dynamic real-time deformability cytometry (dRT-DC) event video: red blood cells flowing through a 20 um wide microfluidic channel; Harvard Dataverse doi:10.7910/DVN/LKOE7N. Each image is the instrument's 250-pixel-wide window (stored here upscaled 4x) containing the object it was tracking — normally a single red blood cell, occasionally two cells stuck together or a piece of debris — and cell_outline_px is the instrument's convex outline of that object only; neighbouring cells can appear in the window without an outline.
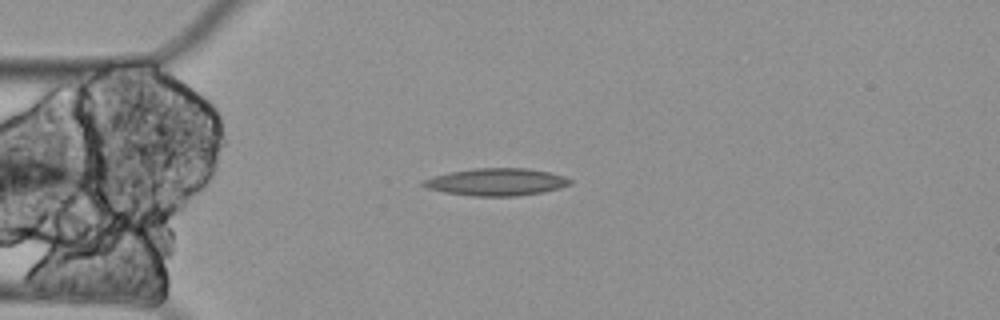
{"species": "Egyptian fruit bat (a non-hibernating species)", "species_latin": "Rousettus aegyptiacus", "temperature_condition": "cold", "stored_images_in_passage": 38, "camera_frame_rate_fps": 3000, "um_per_image_px": 0.085, "animal": {"sex": "female"}, "frame": {"image": 1, "passage_image": 1, "time_ms": 0.0, "image_size_px": [1000, 320], "cell_outline_px": [[572, 184], [560, 188], [544, 192], [516, 196], [472, 196], [444, 192], [428, 188], [420, 184], [424, 180], [448, 172], [472, 168], [528, 168], [548, 172], [564, 176], [572, 180]], "centroid_in_image_um": [42.22, 15.47], "position_along_channel_um": 42.8, "area_um2": 23.41}}
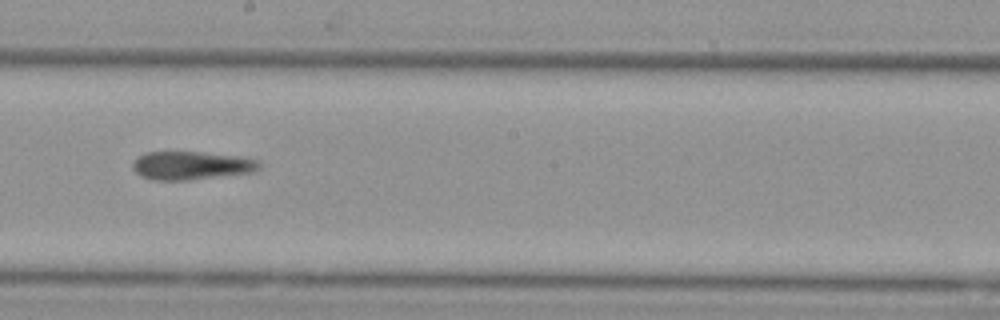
{"frame": {"image": 2, "passage_image": 19, "time_ms": 6.0, "image_size_px": [1000, 320], "cell_outline_px": [[260, 168], [256, 172], [188, 180], [152, 180], [140, 176], [132, 168], [132, 164], [144, 152], [200, 152], [236, 156], [260, 160]], "centroid_in_image_um": [16.28, 14.08], "position_along_channel_um": 231.9, "area_um2": 20.92}}
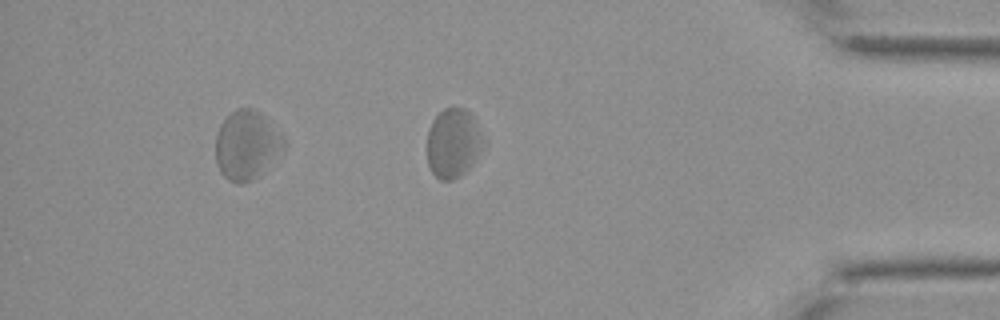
{"frame": {"image": 3, "passage_image": 37, "time_ms": 12.0, "image_size_px": [1000, 320], "cell_outline_px": [[480, 148], [468, 168], [460, 176], [452, 180], [440, 180], [432, 172], [428, 164], [428, 128], [432, 120], [444, 108], [464, 108], [472, 112], [480, 132]], "centroid_in_image_um": [38.47, 12.14], "position_along_channel_um": 396.7, "area_um2": 22.08}}